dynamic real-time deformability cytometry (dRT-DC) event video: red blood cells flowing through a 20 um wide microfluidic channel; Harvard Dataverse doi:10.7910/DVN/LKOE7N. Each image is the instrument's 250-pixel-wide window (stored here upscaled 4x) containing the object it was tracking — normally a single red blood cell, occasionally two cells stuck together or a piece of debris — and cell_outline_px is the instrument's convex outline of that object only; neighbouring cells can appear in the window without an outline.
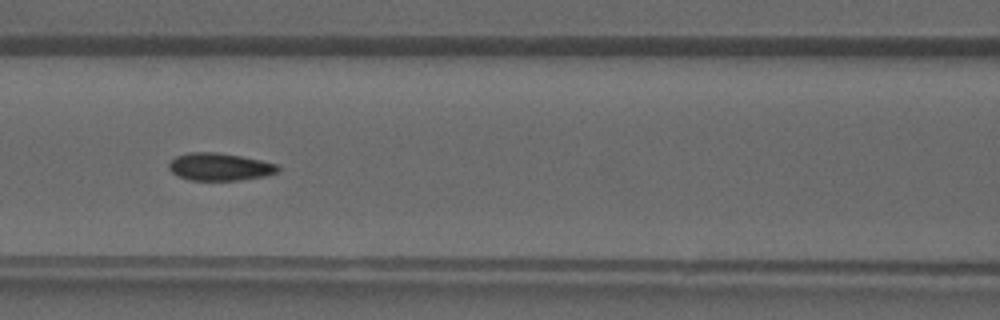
{"species": "common noctule bat (a hibernating species)", "species_latin": "Nyctalus noctula", "temperature_condition": "warm", "stored_images_in_passage": 39, "camera_frame_rate_fps": 3000, "um_per_image_px": 0.085, "animal": {"sex": "male", "forearm_length_mm": 52.5}, "frame": {"image": 1, "passage_image": 17, "time_ms": 5.333, "image_size_px": [1000, 320], "cell_outline_px": [[280, 172], [264, 176], [240, 180], [188, 180], [172, 172], [168, 168], [168, 164], [176, 156], [188, 152], [216, 152], [240, 156], [260, 160], [276, 164], [280, 168]], "centroid_in_image_um": [18.67, 14.18], "position_along_channel_um": 147.9, "area_um2": 17.46}}
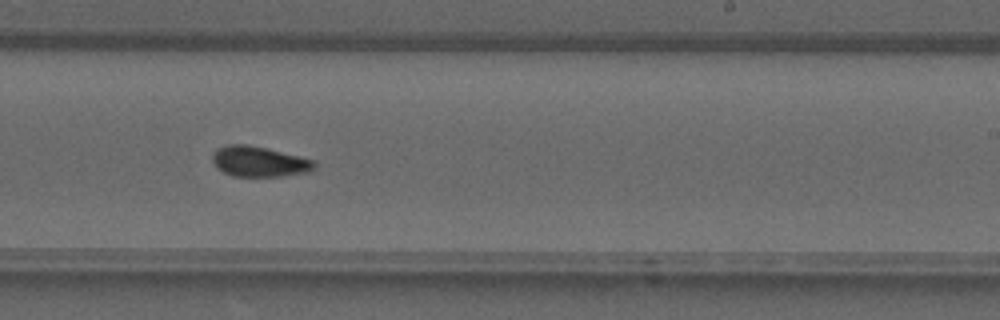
{"frame": {"image": 2, "passage_image": 24, "time_ms": 7.667, "image_size_px": [1000, 320], "cell_outline_px": [[316, 164], [308, 172], [280, 176], [232, 176], [216, 168], [212, 160], [212, 152], [228, 144], [244, 144], [264, 148], [300, 156], [316, 160]], "centroid_in_image_um": [22.01, 13.73], "position_along_channel_um": 267.0, "area_um2": 17.92}}
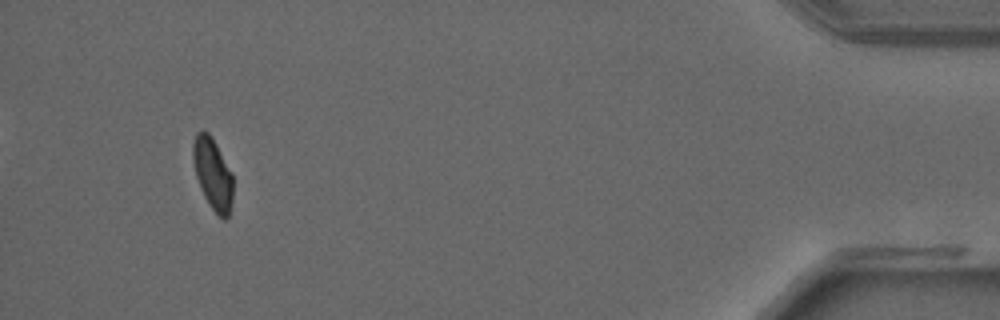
{"frame": {"image": 3, "passage_image": 37, "time_ms": 12.0, "image_size_px": [1000, 320], "cell_outline_px": [[232, 200], [228, 216], [224, 220], [212, 208], [204, 196], [196, 176], [192, 156], [192, 144], [196, 132], [208, 132], [212, 136], [232, 172]], "centroid_in_image_um": [18.08, 14.73], "position_along_channel_um": 417.1, "area_um2": 16.53}}